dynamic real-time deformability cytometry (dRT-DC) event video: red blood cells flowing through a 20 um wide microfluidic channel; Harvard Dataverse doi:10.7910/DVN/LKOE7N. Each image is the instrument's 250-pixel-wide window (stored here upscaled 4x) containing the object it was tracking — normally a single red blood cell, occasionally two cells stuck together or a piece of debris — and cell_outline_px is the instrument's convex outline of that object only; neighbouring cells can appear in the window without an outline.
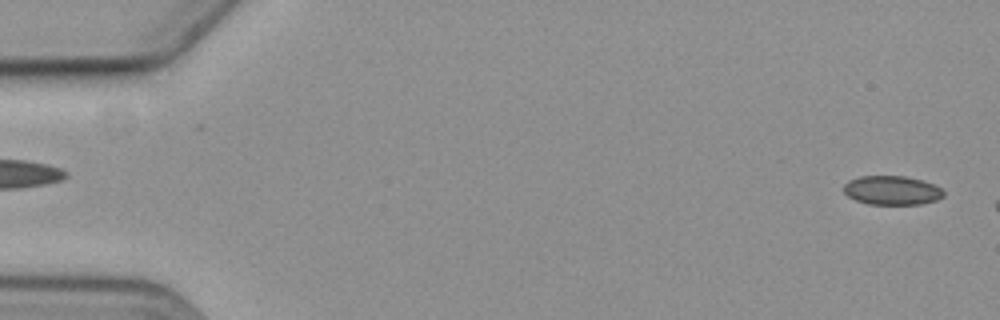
{"species": "common noctule bat (a hibernating species)", "species_latin": "Nyctalus noctula", "temperature_condition": "cold", "stored_images_in_passage": 5, "camera_frame_rate_fps": 3000, "um_per_image_px": 0.085, "animal": {"sex": "female", "body_mass_g": 19.3, "forearm_length_mm": 54.1}, "frame": {"image": 1, "passage_image": 5, "time_ms": 6.667, "image_size_px": [1000, 320], "cell_outline_px": [[944, 196], [936, 200], [920, 204], [868, 204], [856, 200], [848, 196], [844, 192], [844, 184], [848, 180], [860, 176], [904, 176], [920, 180], [932, 184], [940, 188], [944, 192]], "centroid_in_image_um": [75.79, 16.18], "position_along_channel_um": 9.2, "area_um2": 16.76}}